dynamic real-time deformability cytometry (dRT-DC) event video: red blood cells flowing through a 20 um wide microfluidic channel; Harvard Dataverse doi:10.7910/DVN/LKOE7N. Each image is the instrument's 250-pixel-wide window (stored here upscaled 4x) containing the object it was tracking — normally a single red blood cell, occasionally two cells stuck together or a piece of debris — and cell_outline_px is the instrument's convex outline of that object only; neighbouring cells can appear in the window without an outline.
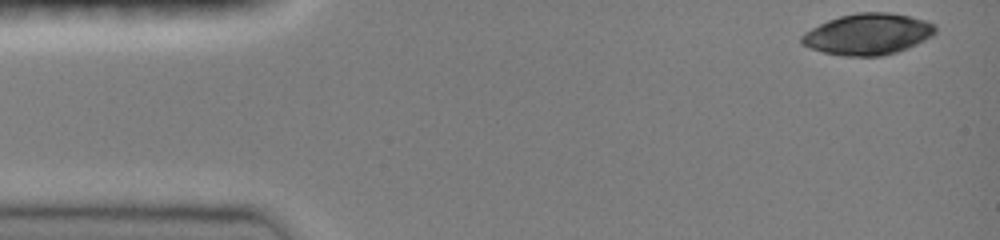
{"species": "common noctule bat (a hibernating species)", "species_latin": "Nyctalus noctula", "temperature_condition": "room temperature", "stored_images_in_passage": 44, "camera_frame_rate_fps": 3000, "um_per_image_px": 0.085, "animal": {"sex": "female", "body_mass_g": 19.0, "forearm_length_mm": 51.5}, "frame": {"image": 1, "passage_image": 1, "time_ms": 0.0, "image_size_px": [1000, 240], "cell_outline_px": [[936, 32], [932, 36], [908, 48], [896, 52], [880, 56], [844, 56], [824, 52], [800, 44], [800, 36], [804, 32], [828, 20], [840, 16], [856, 12], [888, 12], [908, 16], [924, 20], [936, 24]], "centroid_in_image_um": [73.76, 2.9], "position_along_channel_um": 11.2, "area_um2": 32.08}}